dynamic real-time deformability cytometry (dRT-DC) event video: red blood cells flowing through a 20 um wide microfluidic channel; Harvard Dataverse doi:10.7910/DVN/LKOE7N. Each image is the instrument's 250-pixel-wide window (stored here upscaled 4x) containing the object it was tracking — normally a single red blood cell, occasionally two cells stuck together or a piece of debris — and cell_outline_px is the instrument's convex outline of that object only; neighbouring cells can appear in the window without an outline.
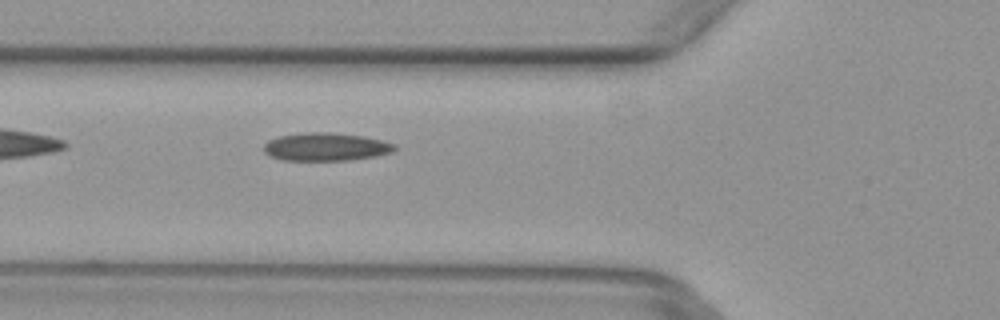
{"species": "common noctule bat (a hibernating species)", "species_latin": "Nyctalus noctula", "temperature_condition": "warm", "stored_images_in_passage": 5, "camera_frame_rate_fps": 3000, "um_per_image_px": 0.085, "animal": {"sex": "female", "body_mass_g": 29.2, "forearm_length_mm": 56.3}, "frame": {"image": 1, "passage_image": 5, "time_ms": 1.333, "image_size_px": [1000, 320], "cell_outline_px": [[396, 148], [392, 152], [376, 156], [348, 160], [280, 160], [264, 152], [264, 144], [268, 140], [276, 136], [304, 132], [328, 132], [364, 136], [396, 144]], "centroid_in_image_um": [27.67, 12.47], "position_along_channel_um": 98.1, "area_um2": 21.44}}